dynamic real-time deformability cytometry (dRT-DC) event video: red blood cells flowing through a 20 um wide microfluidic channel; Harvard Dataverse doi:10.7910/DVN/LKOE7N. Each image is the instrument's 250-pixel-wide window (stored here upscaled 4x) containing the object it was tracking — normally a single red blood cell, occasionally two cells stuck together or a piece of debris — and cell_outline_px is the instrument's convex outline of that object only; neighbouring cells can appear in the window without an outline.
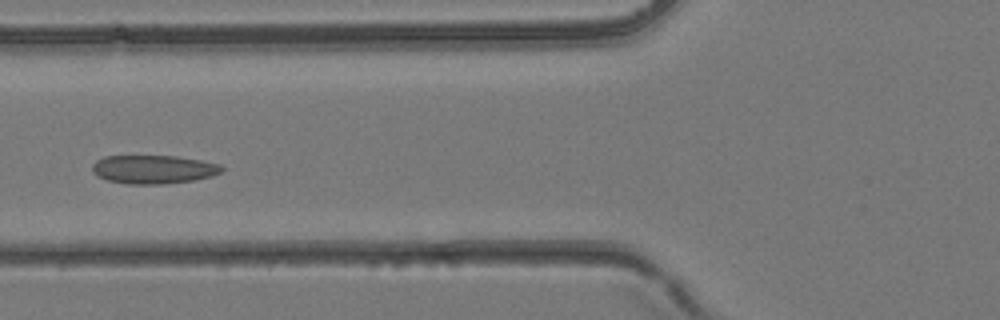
{"species": "common noctule bat (a hibernating species)", "species_latin": "Nyctalus noctula", "temperature_condition": "room temperature", "stored_images_in_passage": 4, "camera_frame_rate_fps": 3000, "um_per_image_px": 0.085, "animal": {"sex": "female", "body_mass_g": 24.6, "forearm_length_mm": 56.2}, "frame": {"image": 1, "passage_image": 4, "time_ms": 1.0, "image_size_px": [1000, 320], "cell_outline_px": [[224, 168], [220, 172], [212, 176], [196, 180], [164, 184], [128, 184], [108, 180], [96, 176], [92, 172], [92, 164], [96, 160], [104, 156], [176, 156], [200, 160], [220, 164]], "centroid_in_image_um": [13.03, 14.4], "position_along_channel_um": 112.8, "area_um2": 21.68}}